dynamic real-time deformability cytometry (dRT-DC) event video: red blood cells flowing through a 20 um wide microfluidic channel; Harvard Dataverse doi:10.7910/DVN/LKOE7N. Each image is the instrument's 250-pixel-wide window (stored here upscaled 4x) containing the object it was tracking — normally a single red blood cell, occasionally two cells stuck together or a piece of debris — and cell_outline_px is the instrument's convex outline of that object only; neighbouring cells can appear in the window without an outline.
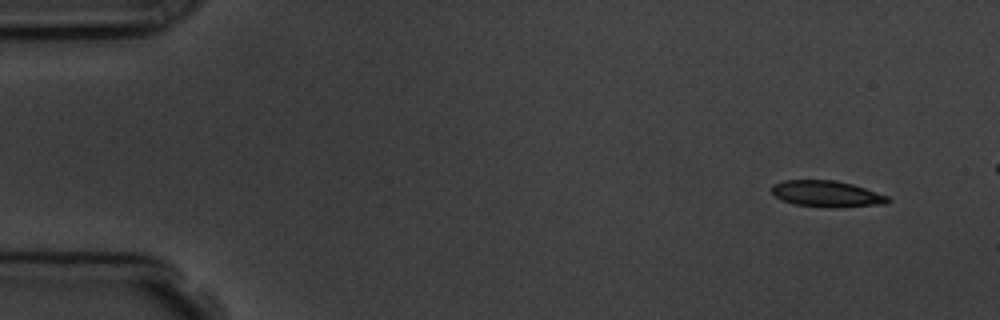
{"species": "common noctule bat (a hibernating species)", "species_latin": "Nyctalus noctula", "temperature_condition": "room temperature", "stored_images_in_passage": 5, "camera_frame_rate_fps": 3000, "um_per_image_px": 0.085, "animal": {"sex": "male", "body_mass_g": 19.5, "forearm_length_mm": 54.6}, "frame": {"image": 1, "passage_image": 1, "time_ms": 0.0, "image_size_px": [1000, 320], "cell_outline_px": [[892, 200], [888, 204], [836, 208], [828, 208], [792, 204], [780, 200], [772, 192], [772, 184], [784, 180], [836, 180], [852, 184], [888, 196]], "centroid_in_image_um": [70.28, 16.49], "position_along_channel_um": 14.7, "area_um2": 18.09}}